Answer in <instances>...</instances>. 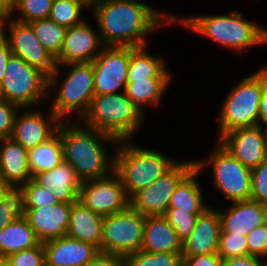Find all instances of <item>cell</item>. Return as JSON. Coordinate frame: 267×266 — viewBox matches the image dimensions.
I'll return each mask as SVG.
<instances>
[{
	"instance_id": "d590c367",
	"label": "cell",
	"mask_w": 267,
	"mask_h": 266,
	"mask_svg": "<svg viewBox=\"0 0 267 266\" xmlns=\"http://www.w3.org/2000/svg\"><path fill=\"white\" fill-rule=\"evenodd\" d=\"M25 197L26 209H37L60 203L50 191L37 184L33 179L21 186Z\"/></svg>"
},
{
	"instance_id": "4dcf8cb0",
	"label": "cell",
	"mask_w": 267,
	"mask_h": 266,
	"mask_svg": "<svg viewBox=\"0 0 267 266\" xmlns=\"http://www.w3.org/2000/svg\"><path fill=\"white\" fill-rule=\"evenodd\" d=\"M41 45L54 57L59 55L67 28L53 20L38 19L28 23Z\"/></svg>"
},
{
	"instance_id": "c3c4849f",
	"label": "cell",
	"mask_w": 267,
	"mask_h": 266,
	"mask_svg": "<svg viewBox=\"0 0 267 266\" xmlns=\"http://www.w3.org/2000/svg\"><path fill=\"white\" fill-rule=\"evenodd\" d=\"M13 0H0V14L12 18Z\"/></svg>"
},
{
	"instance_id": "3957f363",
	"label": "cell",
	"mask_w": 267,
	"mask_h": 266,
	"mask_svg": "<svg viewBox=\"0 0 267 266\" xmlns=\"http://www.w3.org/2000/svg\"><path fill=\"white\" fill-rule=\"evenodd\" d=\"M177 22L224 48L237 52L267 43V29L246 20L237 10L226 15H191L179 18Z\"/></svg>"
},
{
	"instance_id": "e575fe53",
	"label": "cell",
	"mask_w": 267,
	"mask_h": 266,
	"mask_svg": "<svg viewBox=\"0 0 267 266\" xmlns=\"http://www.w3.org/2000/svg\"><path fill=\"white\" fill-rule=\"evenodd\" d=\"M53 0H13L12 14L15 11L21 15L16 21L30 23L38 19L49 17Z\"/></svg>"
},
{
	"instance_id": "b9f144b4",
	"label": "cell",
	"mask_w": 267,
	"mask_h": 266,
	"mask_svg": "<svg viewBox=\"0 0 267 266\" xmlns=\"http://www.w3.org/2000/svg\"><path fill=\"white\" fill-rule=\"evenodd\" d=\"M20 107L0 98V139L10 138L14 120Z\"/></svg>"
},
{
	"instance_id": "4316f807",
	"label": "cell",
	"mask_w": 267,
	"mask_h": 266,
	"mask_svg": "<svg viewBox=\"0 0 267 266\" xmlns=\"http://www.w3.org/2000/svg\"><path fill=\"white\" fill-rule=\"evenodd\" d=\"M40 243L25 217L15 220L0 230V259H5L15 252L34 248Z\"/></svg>"
},
{
	"instance_id": "9a60e30c",
	"label": "cell",
	"mask_w": 267,
	"mask_h": 266,
	"mask_svg": "<svg viewBox=\"0 0 267 266\" xmlns=\"http://www.w3.org/2000/svg\"><path fill=\"white\" fill-rule=\"evenodd\" d=\"M131 47L104 46L92 62L95 95L125 91Z\"/></svg>"
},
{
	"instance_id": "83f0119b",
	"label": "cell",
	"mask_w": 267,
	"mask_h": 266,
	"mask_svg": "<svg viewBox=\"0 0 267 266\" xmlns=\"http://www.w3.org/2000/svg\"><path fill=\"white\" fill-rule=\"evenodd\" d=\"M146 48V46L131 47L127 82L149 78H172L164 58L147 53Z\"/></svg>"
},
{
	"instance_id": "1f68e13d",
	"label": "cell",
	"mask_w": 267,
	"mask_h": 266,
	"mask_svg": "<svg viewBox=\"0 0 267 266\" xmlns=\"http://www.w3.org/2000/svg\"><path fill=\"white\" fill-rule=\"evenodd\" d=\"M25 215L24 192L21 187H12L0 201V230Z\"/></svg>"
},
{
	"instance_id": "ffe728a7",
	"label": "cell",
	"mask_w": 267,
	"mask_h": 266,
	"mask_svg": "<svg viewBox=\"0 0 267 266\" xmlns=\"http://www.w3.org/2000/svg\"><path fill=\"white\" fill-rule=\"evenodd\" d=\"M221 219L218 210L209 207L197 218L189 238L182 243V256L217 253Z\"/></svg>"
},
{
	"instance_id": "277c9868",
	"label": "cell",
	"mask_w": 267,
	"mask_h": 266,
	"mask_svg": "<svg viewBox=\"0 0 267 266\" xmlns=\"http://www.w3.org/2000/svg\"><path fill=\"white\" fill-rule=\"evenodd\" d=\"M115 147L114 172L120 178L129 199L154 183L178 162L153 149L133 145L129 140L119 141Z\"/></svg>"
},
{
	"instance_id": "e0dca14e",
	"label": "cell",
	"mask_w": 267,
	"mask_h": 266,
	"mask_svg": "<svg viewBox=\"0 0 267 266\" xmlns=\"http://www.w3.org/2000/svg\"><path fill=\"white\" fill-rule=\"evenodd\" d=\"M24 109L21 114L19 111L16 114L10 138L29 150L51 138L62 121L52 110L46 119L39 109L38 111Z\"/></svg>"
},
{
	"instance_id": "d4e9b609",
	"label": "cell",
	"mask_w": 267,
	"mask_h": 266,
	"mask_svg": "<svg viewBox=\"0 0 267 266\" xmlns=\"http://www.w3.org/2000/svg\"><path fill=\"white\" fill-rule=\"evenodd\" d=\"M104 216L92 211L77 200L72 203L68 237L94 245L99 250L102 242V222Z\"/></svg>"
},
{
	"instance_id": "f1b7e54d",
	"label": "cell",
	"mask_w": 267,
	"mask_h": 266,
	"mask_svg": "<svg viewBox=\"0 0 267 266\" xmlns=\"http://www.w3.org/2000/svg\"><path fill=\"white\" fill-rule=\"evenodd\" d=\"M64 160L60 133L57 131L44 143L28 150V164L32 177L54 169Z\"/></svg>"
},
{
	"instance_id": "4fadbf2b",
	"label": "cell",
	"mask_w": 267,
	"mask_h": 266,
	"mask_svg": "<svg viewBox=\"0 0 267 266\" xmlns=\"http://www.w3.org/2000/svg\"><path fill=\"white\" fill-rule=\"evenodd\" d=\"M78 200L102 216L124 211L130 205L124 186L114 171L104 178L82 182Z\"/></svg>"
},
{
	"instance_id": "484cf974",
	"label": "cell",
	"mask_w": 267,
	"mask_h": 266,
	"mask_svg": "<svg viewBox=\"0 0 267 266\" xmlns=\"http://www.w3.org/2000/svg\"><path fill=\"white\" fill-rule=\"evenodd\" d=\"M201 171L195 166L178 184L170 198L168 209L186 211L192 214H202L208 205L204 203L202 190L197 176Z\"/></svg>"
},
{
	"instance_id": "f907efd6",
	"label": "cell",
	"mask_w": 267,
	"mask_h": 266,
	"mask_svg": "<svg viewBox=\"0 0 267 266\" xmlns=\"http://www.w3.org/2000/svg\"><path fill=\"white\" fill-rule=\"evenodd\" d=\"M6 17L0 14V41L4 38V28H5Z\"/></svg>"
},
{
	"instance_id": "7dc6e473",
	"label": "cell",
	"mask_w": 267,
	"mask_h": 266,
	"mask_svg": "<svg viewBox=\"0 0 267 266\" xmlns=\"http://www.w3.org/2000/svg\"><path fill=\"white\" fill-rule=\"evenodd\" d=\"M260 125L267 127V82L264 84L263 94L260 101ZM267 131V128H265Z\"/></svg>"
},
{
	"instance_id": "f546056e",
	"label": "cell",
	"mask_w": 267,
	"mask_h": 266,
	"mask_svg": "<svg viewBox=\"0 0 267 266\" xmlns=\"http://www.w3.org/2000/svg\"><path fill=\"white\" fill-rule=\"evenodd\" d=\"M170 81L171 78L134 80V82H127L124 92L143 113V106H156L158 103L160 104L161 97L170 85Z\"/></svg>"
},
{
	"instance_id": "f35d334b",
	"label": "cell",
	"mask_w": 267,
	"mask_h": 266,
	"mask_svg": "<svg viewBox=\"0 0 267 266\" xmlns=\"http://www.w3.org/2000/svg\"><path fill=\"white\" fill-rule=\"evenodd\" d=\"M4 260L9 266H46L43 243L28 250L12 253Z\"/></svg>"
},
{
	"instance_id": "30bf717a",
	"label": "cell",
	"mask_w": 267,
	"mask_h": 266,
	"mask_svg": "<svg viewBox=\"0 0 267 266\" xmlns=\"http://www.w3.org/2000/svg\"><path fill=\"white\" fill-rule=\"evenodd\" d=\"M146 216L130 205L121 212L104 216L100 252L126 256L140 251Z\"/></svg>"
},
{
	"instance_id": "ba28073f",
	"label": "cell",
	"mask_w": 267,
	"mask_h": 266,
	"mask_svg": "<svg viewBox=\"0 0 267 266\" xmlns=\"http://www.w3.org/2000/svg\"><path fill=\"white\" fill-rule=\"evenodd\" d=\"M68 69L67 77L59 84L58 94L56 93L51 110L62 121L66 120L68 115L76 112L82 119L87 114L92 99L95 96L94 91V69L92 62L71 63L65 65ZM78 113V114H77ZM65 119V120H64Z\"/></svg>"
},
{
	"instance_id": "2e32d148",
	"label": "cell",
	"mask_w": 267,
	"mask_h": 266,
	"mask_svg": "<svg viewBox=\"0 0 267 266\" xmlns=\"http://www.w3.org/2000/svg\"><path fill=\"white\" fill-rule=\"evenodd\" d=\"M217 142L251 170L267 158V131L262 125L232 130Z\"/></svg>"
},
{
	"instance_id": "ee69618b",
	"label": "cell",
	"mask_w": 267,
	"mask_h": 266,
	"mask_svg": "<svg viewBox=\"0 0 267 266\" xmlns=\"http://www.w3.org/2000/svg\"><path fill=\"white\" fill-rule=\"evenodd\" d=\"M85 266H125V262L123 256L99 251Z\"/></svg>"
},
{
	"instance_id": "5bb4252c",
	"label": "cell",
	"mask_w": 267,
	"mask_h": 266,
	"mask_svg": "<svg viewBox=\"0 0 267 266\" xmlns=\"http://www.w3.org/2000/svg\"><path fill=\"white\" fill-rule=\"evenodd\" d=\"M4 25L9 29L4 32L8 33L4 34V39L9 44L12 55L20 57L28 65L50 77L56 70L55 58L41 45L33 28L28 23L18 22L11 17L6 18Z\"/></svg>"
},
{
	"instance_id": "8fae6325",
	"label": "cell",
	"mask_w": 267,
	"mask_h": 266,
	"mask_svg": "<svg viewBox=\"0 0 267 266\" xmlns=\"http://www.w3.org/2000/svg\"><path fill=\"white\" fill-rule=\"evenodd\" d=\"M179 162L154 183L136 192L130 198V206L146 217L164 215L176 187L195 167V161Z\"/></svg>"
},
{
	"instance_id": "ab89813d",
	"label": "cell",
	"mask_w": 267,
	"mask_h": 266,
	"mask_svg": "<svg viewBox=\"0 0 267 266\" xmlns=\"http://www.w3.org/2000/svg\"><path fill=\"white\" fill-rule=\"evenodd\" d=\"M251 199L267 205V158L251 171Z\"/></svg>"
},
{
	"instance_id": "7bdbcfd3",
	"label": "cell",
	"mask_w": 267,
	"mask_h": 266,
	"mask_svg": "<svg viewBox=\"0 0 267 266\" xmlns=\"http://www.w3.org/2000/svg\"><path fill=\"white\" fill-rule=\"evenodd\" d=\"M223 259L218 253L208 255L183 256L185 266H222Z\"/></svg>"
},
{
	"instance_id": "74e56055",
	"label": "cell",
	"mask_w": 267,
	"mask_h": 266,
	"mask_svg": "<svg viewBox=\"0 0 267 266\" xmlns=\"http://www.w3.org/2000/svg\"><path fill=\"white\" fill-rule=\"evenodd\" d=\"M217 253L223 260L250 256L248 253L246 236L238 234H220Z\"/></svg>"
},
{
	"instance_id": "7a4b0ae2",
	"label": "cell",
	"mask_w": 267,
	"mask_h": 266,
	"mask_svg": "<svg viewBox=\"0 0 267 266\" xmlns=\"http://www.w3.org/2000/svg\"><path fill=\"white\" fill-rule=\"evenodd\" d=\"M57 131L64 160L74 168L82 182L104 178L114 171V153L109 156L106 145H117V139L72 121L61 122Z\"/></svg>"
},
{
	"instance_id": "bcb514c9",
	"label": "cell",
	"mask_w": 267,
	"mask_h": 266,
	"mask_svg": "<svg viewBox=\"0 0 267 266\" xmlns=\"http://www.w3.org/2000/svg\"><path fill=\"white\" fill-rule=\"evenodd\" d=\"M11 55H12V52H11L10 46L7 43V41L3 38L0 41V86L3 80V77L5 75V69H6L8 60L11 57Z\"/></svg>"
},
{
	"instance_id": "ac0fdd59",
	"label": "cell",
	"mask_w": 267,
	"mask_h": 266,
	"mask_svg": "<svg viewBox=\"0 0 267 266\" xmlns=\"http://www.w3.org/2000/svg\"><path fill=\"white\" fill-rule=\"evenodd\" d=\"M221 219L220 234L246 236L267 221V205L249 199L233 202L226 211L218 210Z\"/></svg>"
},
{
	"instance_id": "7c38bea8",
	"label": "cell",
	"mask_w": 267,
	"mask_h": 266,
	"mask_svg": "<svg viewBox=\"0 0 267 266\" xmlns=\"http://www.w3.org/2000/svg\"><path fill=\"white\" fill-rule=\"evenodd\" d=\"M88 24L85 20L79 25L67 28L61 50L55 58L56 70L48 77V98L51 96L50 89L60 83L57 78L59 67L71 63L93 62L104 47L99 32L94 31Z\"/></svg>"
},
{
	"instance_id": "52a82bcc",
	"label": "cell",
	"mask_w": 267,
	"mask_h": 266,
	"mask_svg": "<svg viewBox=\"0 0 267 266\" xmlns=\"http://www.w3.org/2000/svg\"><path fill=\"white\" fill-rule=\"evenodd\" d=\"M48 77L23 59L11 55L0 86V98L22 110L42 104L48 98Z\"/></svg>"
},
{
	"instance_id": "d6986e66",
	"label": "cell",
	"mask_w": 267,
	"mask_h": 266,
	"mask_svg": "<svg viewBox=\"0 0 267 266\" xmlns=\"http://www.w3.org/2000/svg\"><path fill=\"white\" fill-rule=\"evenodd\" d=\"M72 204L58 203L26 209L25 218L41 243L66 236Z\"/></svg>"
},
{
	"instance_id": "8d00e7d4",
	"label": "cell",
	"mask_w": 267,
	"mask_h": 266,
	"mask_svg": "<svg viewBox=\"0 0 267 266\" xmlns=\"http://www.w3.org/2000/svg\"><path fill=\"white\" fill-rule=\"evenodd\" d=\"M199 215L200 214H192L186 211H177V209H167L164 214L182 243L185 242L193 232Z\"/></svg>"
},
{
	"instance_id": "6da1fadb",
	"label": "cell",
	"mask_w": 267,
	"mask_h": 266,
	"mask_svg": "<svg viewBox=\"0 0 267 266\" xmlns=\"http://www.w3.org/2000/svg\"><path fill=\"white\" fill-rule=\"evenodd\" d=\"M92 10L104 46H146L148 34L176 21L173 14H161L141 0H98Z\"/></svg>"
},
{
	"instance_id": "836d02e7",
	"label": "cell",
	"mask_w": 267,
	"mask_h": 266,
	"mask_svg": "<svg viewBox=\"0 0 267 266\" xmlns=\"http://www.w3.org/2000/svg\"><path fill=\"white\" fill-rule=\"evenodd\" d=\"M125 266H182V253H148L137 251L124 256Z\"/></svg>"
},
{
	"instance_id": "9c48e42d",
	"label": "cell",
	"mask_w": 267,
	"mask_h": 266,
	"mask_svg": "<svg viewBox=\"0 0 267 266\" xmlns=\"http://www.w3.org/2000/svg\"><path fill=\"white\" fill-rule=\"evenodd\" d=\"M210 164H209V163ZM211 165L215 187L231 203L251 199V169L245 167L220 144L211 152L208 159L195 161L202 172L205 165Z\"/></svg>"
},
{
	"instance_id": "f6af8a7d",
	"label": "cell",
	"mask_w": 267,
	"mask_h": 266,
	"mask_svg": "<svg viewBox=\"0 0 267 266\" xmlns=\"http://www.w3.org/2000/svg\"><path fill=\"white\" fill-rule=\"evenodd\" d=\"M261 257L257 256H244L231 259H224L222 266H263Z\"/></svg>"
},
{
	"instance_id": "681fc988",
	"label": "cell",
	"mask_w": 267,
	"mask_h": 266,
	"mask_svg": "<svg viewBox=\"0 0 267 266\" xmlns=\"http://www.w3.org/2000/svg\"><path fill=\"white\" fill-rule=\"evenodd\" d=\"M13 186L0 176V201L6 196Z\"/></svg>"
},
{
	"instance_id": "44dd1931",
	"label": "cell",
	"mask_w": 267,
	"mask_h": 266,
	"mask_svg": "<svg viewBox=\"0 0 267 266\" xmlns=\"http://www.w3.org/2000/svg\"><path fill=\"white\" fill-rule=\"evenodd\" d=\"M46 266H85L99 249L92 244L62 236L43 243Z\"/></svg>"
},
{
	"instance_id": "816d5d0a",
	"label": "cell",
	"mask_w": 267,
	"mask_h": 266,
	"mask_svg": "<svg viewBox=\"0 0 267 266\" xmlns=\"http://www.w3.org/2000/svg\"><path fill=\"white\" fill-rule=\"evenodd\" d=\"M75 1H78L80 3H82L83 5L86 6V8L89 6V7H93L94 4L98 1V0H75Z\"/></svg>"
},
{
	"instance_id": "cb8c5ba5",
	"label": "cell",
	"mask_w": 267,
	"mask_h": 266,
	"mask_svg": "<svg viewBox=\"0 0 267 266\" xmlns=\"http://www.w3.org/2000/svg\"><path fill=\"white\" fill-rule=\"evenodd\" d=\"M141 251L182 253V242L164 215L146 217Z\"/></svg>"
},
{
	"instance_id": "60d3db41",
	"label": "cell",
	"mask_w": 267,
	"mask_h": 266,
	"mask_svg": "<svg viewBox=\"0 0 267 266\" xmlns=\"http://www.w3.org/2000/svg\"><path fill=\"white\" fill-rule=\"evenodd\" d=\"M248 253L264 259L267 257V221L246 235Z\"/></svg>"
},
{
	"instance_id": "8992f818",
	"label": "cell",
	"mask_w": 267,
	"mask_h": 266,
	"mask_svg": "<svg viewBox=\"0 0 267 266\" xmlns=\"http://www.w3.org/2000/svg\"><path fill=\"white\" fill-rule=\"evenodd\" d=\"M266 82L267 66L231 88L218 115V140L232 130L260 125L259 106Z\"/></svg>"
},
{
	"instance_id": "603a6c76",
	"label": "cell",
	"mask_w": 267,
	"mask_h": 266,
	"mask_svg": "<svg viewBox=\"0 0 267 266\" xmlns=\"http://www.w3.org/2000/svg\"><path fill=\"white\" fill-rule=\"evenodd\" d=\"M0 176L13 187H21L32 179L28 150L11 138L0 139Z\"/></svg>"
},
{
	"instance_id": "f5cc1de1",
	"label": "cell",
	"mask_w": 267,
	"mask_h": 266,
	"mask_svg": "<svg viewBox=\"0 0 267 266\" xmlns=\"http://www.w3.org/2000/svg\"><path fill=\"white\" fill-rule=\"evenodd\" d=\"M0 266H9V264L4 259H0Z\"/></svg>"
},
{
	"instance_id": "db71d44e",
	"label": "cell",
	"mask_w": 267,
	"mask_h": 266,
	"mask_svg": "<svg viewBox=\"0 0 267 266\" xmlns=\"http://www.w3.org/2000/svg\"><path fill=\"white\" fill-rule=\"evenodd\" d=\"M263 263H264L263 266H267V260H264Z\"/></svg>"
},
{
	"instance_id": "7402d4cb",
	"label": "cell",
	"mask_w": 267,
	"mask_h": 266,
	"mask_svg": "<svg viewBox=\"0 0 267 266\" xmlns=\"http://www.w3.org/2000/svg\"><path fill=\"white\" fill-rule=\"evenodd\" d=\"M32 179L50 191L60 203L72 204L78 200L82 181L65 160L52 170L35 174Z\"/></svg>"
},
{
	"instance_id": "d6a6232c",
	"label": "cell",
	"mask_w": 267,
	"mask_h": 266,
	"mask_svg": "<svg viewBox=\"0 0 267 266\" xmlns=\"http://www.w3.org/2000/svg\"><path fill=\"white\" fill-rule=\"evenodd\" d=\"M82 3L75 0H53L49 19L66 28H71L84 22L81 18Z\"/></svg>"
},
{
	"instance_id": "5b68a950",
	"label": "cell",
	"mask_w": 267,
	"mask_h": 266,
	"mask_svg": "<svg viewBox=\"0 0 267 266\" xmlns=\"http://www.w3.org/2000/svg\"><path fill=\"white\" fill-rule=\"evenodd\" d=\"M143 114L125 92H119L95 95L82 120L87 128L108 134L118 141H131L143 125Z\"/></svg>"
}]
</instances>
